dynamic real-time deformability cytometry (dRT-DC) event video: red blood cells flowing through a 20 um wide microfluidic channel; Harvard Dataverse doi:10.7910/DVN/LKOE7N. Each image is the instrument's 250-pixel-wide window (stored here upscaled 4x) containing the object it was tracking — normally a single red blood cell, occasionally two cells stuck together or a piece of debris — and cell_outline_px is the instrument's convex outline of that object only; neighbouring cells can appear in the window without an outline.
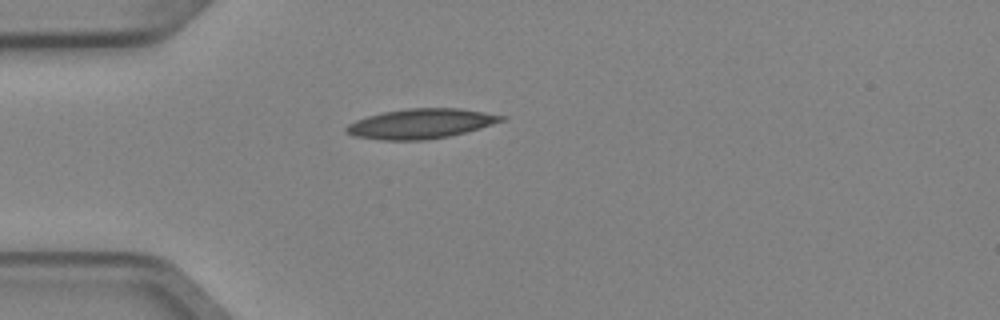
{"species": "Egyptian fruit bat (a non-hibernating species)", "species_latin": "Rousettus aegyptiacus", "temperature_condition": "cold", "stored_images_in_passage": 1, "camera_frame_rate_fps": 3000, "um_per_image_px": 0.085, "animal": {"sex": "female"}, "frame": {"image": 1, "passage_image": 1, "time_ms": 0.0, "image_size_px": [1000, 320], "cell_outline_px": [[508, 120], [480, 128], [448, 136], [424, 140], [380, 140], [352, 136], [344, 132], [344, 128], [348, 124], [356, 120], [368, 116], [384, 112], [408, 108], [460, 108], [508, 116]], "centroid_in_image_um": [35.78, 10.51], "position_along_channel_um": 49.2, "area_um2": 27.11}}